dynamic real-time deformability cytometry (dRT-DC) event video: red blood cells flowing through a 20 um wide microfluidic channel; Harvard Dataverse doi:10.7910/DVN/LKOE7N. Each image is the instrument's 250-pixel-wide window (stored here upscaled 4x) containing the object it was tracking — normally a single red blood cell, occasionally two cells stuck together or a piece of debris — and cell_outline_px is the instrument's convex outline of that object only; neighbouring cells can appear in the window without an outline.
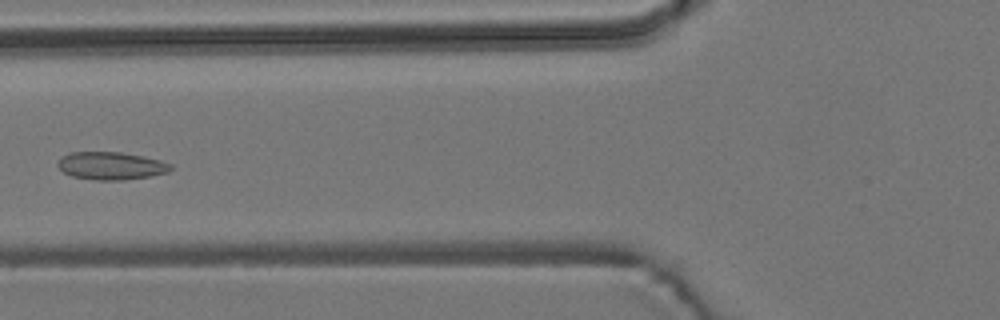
{"species": "common noctule bat (a hibernating species)", "species_latin": "Nyctalus noctula", "temperature_condition": "room temperature", "stored_images_in_passage": 6, "camera_frame_rate_fps": 3000, "um_per_image_px": 0.085, "animal": {"sex": "male", "body_mass_g": 19.2, "forearm_length_mm": 51.8}, "frame": {"image": 1, "passage_image": 5, "time_ms": 5.667, "image_size_px": [1000, 320], "cell_outline_px": [[172, 168], [168, 172], [152, 176], [124, 180], [96, 180], [72, 176], [64, 172], [56, 164], [68, 152], [120, 152], [144, 156], [160, 160], [172, 164]], "centroid_in_image_um": [9.47, 14.09], "position_along_channel_um": 116.3, "area_um2": 18.26}}
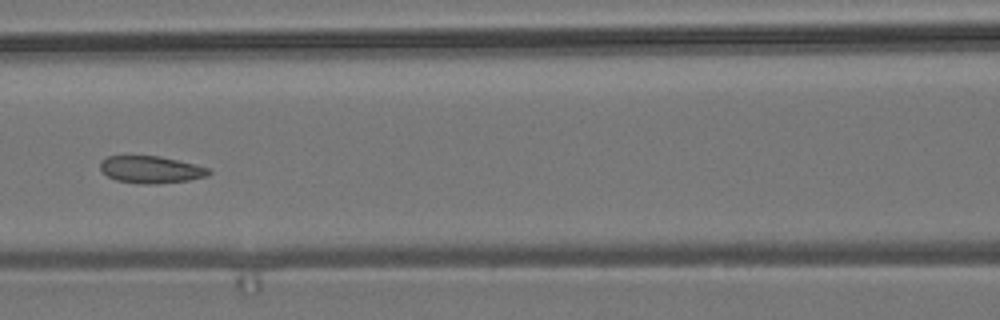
{"frame": {"image": 2, "passage_image": 6, "time_ms": 6.667, "image_size_px": [1000, 320], "cell_outline_px": [[212, 172], [208, 176], [188, 180], [156, 184], [144, 184], [116, 180], [108, 176], [100, 168], [100, 160], [108, 156], [160, 156], [208, 168]], "centroid_in_image_um": [12.81, 14.41], "position_along_channel_um": 153.8, "area_um2": 16.99}}